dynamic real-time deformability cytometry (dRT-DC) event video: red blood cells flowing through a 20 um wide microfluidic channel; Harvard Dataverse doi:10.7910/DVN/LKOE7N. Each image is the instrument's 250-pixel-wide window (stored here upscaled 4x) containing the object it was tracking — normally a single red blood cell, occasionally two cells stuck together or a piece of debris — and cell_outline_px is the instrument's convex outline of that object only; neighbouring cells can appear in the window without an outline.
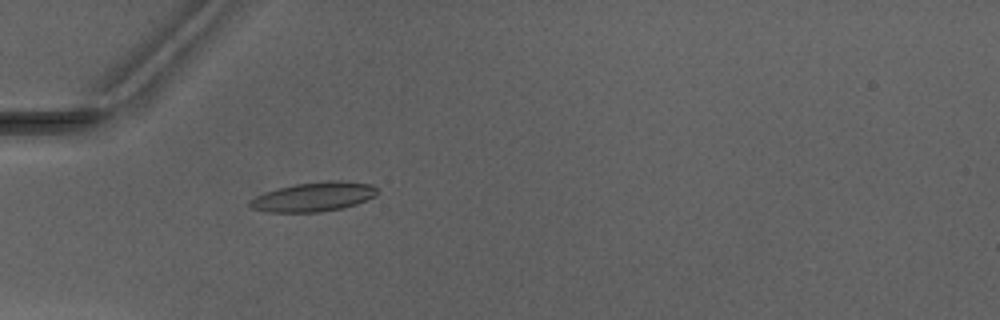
{"species": "Egyptian fruit bat (a non-hibernating species)", "species_latin": "Rousettus aegyptiacus", "temperature_condition": "warm", "stored_images_in_passage": 5, "camera_frame_rate_fps": 3000, "um_per_image_px": 0.085, "animal": {"sex": "male"}, "frame": {"image": 1, "passage_image": 5, "time_ms": 5.0, "image_size_px": [1000, 320], "cell_outline_px": [[380, 192], [376, 196], [356, 204], [344, 208], [320, 212], [268, 212], [252, 208], [248, 204], [256, 196], [264, 192], [296, 184], [328, 180], [340, 180], [372, 184]], "centroid_in_image_um": [26.72, 16.72], "position_along_channel_um": 58.3, "area_um2": 21.79}}